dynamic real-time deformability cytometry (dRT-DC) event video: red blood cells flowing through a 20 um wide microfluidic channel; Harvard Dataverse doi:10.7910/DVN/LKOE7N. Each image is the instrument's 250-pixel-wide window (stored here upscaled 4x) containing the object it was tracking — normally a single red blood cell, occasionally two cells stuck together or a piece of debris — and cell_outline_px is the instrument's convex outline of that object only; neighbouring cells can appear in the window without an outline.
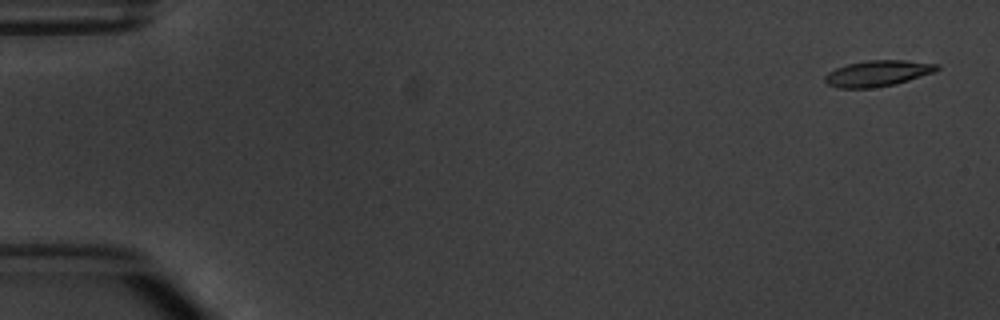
{"species": "common noctule bat (a hibernating species)", "species_latin": "Nyctalus noctula", "temperature_condition": "warm", "stored_images_in_passage": 5, "camera_frame_rate_fps": 3000, "um_per_image_px": 0.085, "animal": {"sex": "male", "body_mass_g": 20.1, "forearm_length_mm": 53.5}, "frame": {"image": 1, "passage_image": 1, "time_ms": 0.0, "image_size_px": [1000, 320], "cell_outline_px": [[940, 68], [932, 72], [908, 80], [892, 84], [872, 88], [840, 88], [828, 84], [824, 80], [824, 76], [828, 72], [836, 68], [848, 64], [868, 60], [904, 60], [940, 64]], "centroid_in_image_um": [74.58, 6.23], "position_along_channel_um": 10.4, "area_um2": 16.7}}
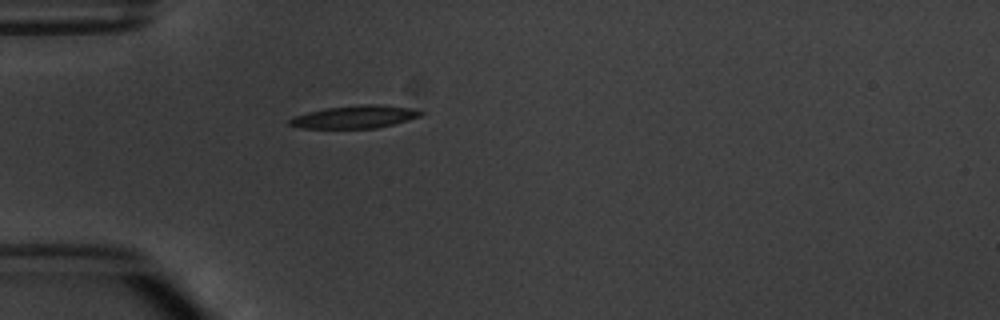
{"frame": {"image": 2, "passage_image": 5, "time_ms": 4.667, "image_size_px": [1000, 320], "cell_outline_px": [[424, 112], [420, 116], [408, 120], [376, 128], [300, 128], [288, 124], [288, 120], [292, 116], [324, 108], [364, 104], [376, 104], [408, 108]], "centroid_in_image_um": [30.09, 9.93], "position_along_channel_um": 54.9, "area_um2": 17.22}}